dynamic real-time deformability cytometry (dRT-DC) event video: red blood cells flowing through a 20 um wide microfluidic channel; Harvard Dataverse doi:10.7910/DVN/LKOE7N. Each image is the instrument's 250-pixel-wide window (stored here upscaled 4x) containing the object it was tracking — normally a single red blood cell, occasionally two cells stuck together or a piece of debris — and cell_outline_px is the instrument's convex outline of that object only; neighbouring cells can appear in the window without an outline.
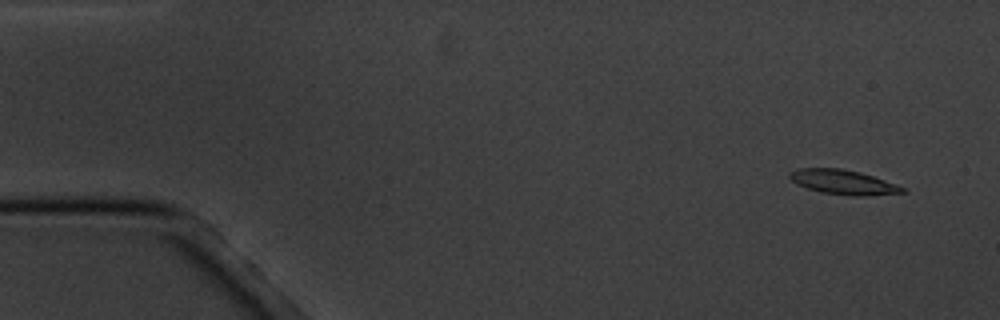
{"species": "common noctule bat (a hibernating species)", "species_latin": "Nyctalus noctula", "temperature_condition": "cold", "stored_images_in_passage": 10, "camera_frame_rate_fps": 3000, "um_per_image_px": 0.085, "animal": {"sex": "male", "body_mass_g": 20.1, "forearm_length_mm": 53.5}, "frame": {"image": 1, "passage_image": 1, "time_ms": 0.0, "image_size_px": [1000, 320], "cell_outline_px": [[908, 192], [860, 196], [852, 196], [820, 192], [796, 184], [788, 176], [788, 172], [796, 168], [840, 168], [860, 172], [908, 188]], "centroid_in_image_um": [71.67, 15.48], "position_along_channel_um": 13.3, "area_um2": 16.24}}
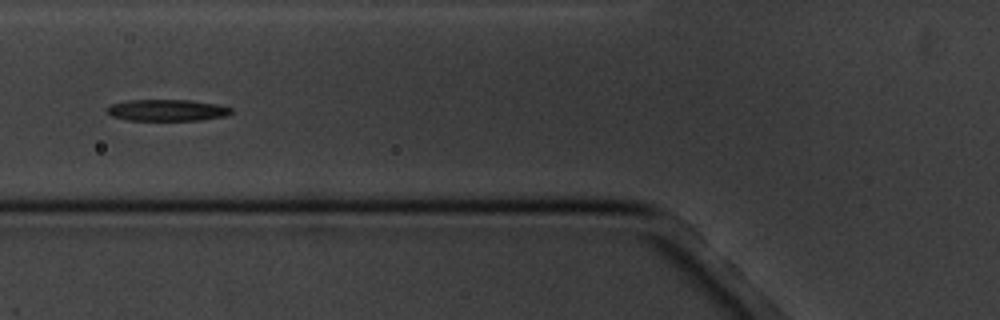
{"frame": {"image": 2, "passage_image": 6, "time_ms": 6.0, "image_size_px": [1000, 320], "cell_outline_px": [[232, 112], [224, 116], [200, 120], [128, 120], [112, 116], [104, 112], [104, 108], [112, 104], [128, 100], [192, 100], [216, 104], [232, 108]], "centroid_in_image_um": [14.14, 9.36], "position_along_channel_um": 111.7, "area_um2": 15.61}}
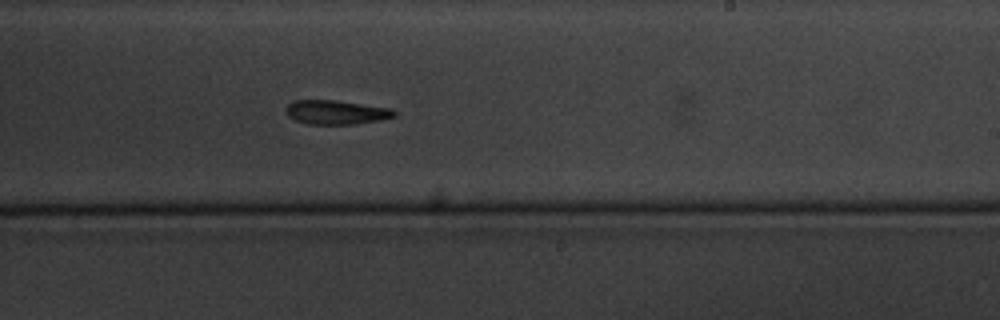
{"frame": {"image": 3, "passage_image": 10, "time_ms": 10.333, "image_size_px": [1000, 320], "cell_outline_px": [[396, 116], [384, 120], [352, 124], [308, 124], [296, 120], [288, 116], [284, 112], [284, 108], [292, 100], [336, 100], [392, 108], [396, 112]], "centroid_in_image_um": [28.57, 9.54], "position_along_channel_um": 260.4, "area_um2": 15.49}}